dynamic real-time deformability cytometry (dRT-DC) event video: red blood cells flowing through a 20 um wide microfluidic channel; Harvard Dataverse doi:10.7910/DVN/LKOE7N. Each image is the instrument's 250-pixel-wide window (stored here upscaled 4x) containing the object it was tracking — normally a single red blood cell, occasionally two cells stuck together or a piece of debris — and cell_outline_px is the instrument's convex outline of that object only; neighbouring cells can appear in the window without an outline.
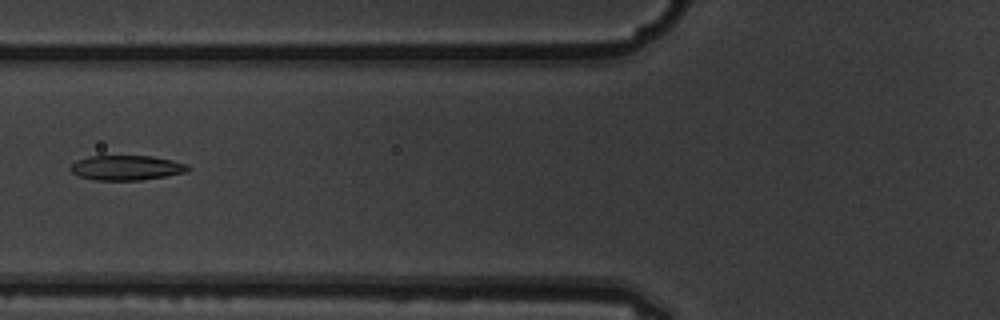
{"species": "common noctule bat (a hibernating species)", "species_latin": "Nyctalus noctula", "temperature_condition": "warm", "stored_images_in_passage": 7, "camera_frame_rate_fps": 3000, "um_per_image_px": 0.085, "animal": {"sex": "male", "body_mass_g": 19.5, "forearm_length_mm": 54.6}, "frame": {"image": 1, "passage_image": 7, "time_ms": 2.0, "image_size_px": [1000, 320], "cell_outline_px": [[192, 168], [188, 172], [140, 180], [96, 180], [80, 176], [72, 172], [68, 168], [76, 160], [88, 156], [152, 156], [172, 160], [188, 164]], "centroid_in_image_um": [10.77, 14.25], "position_along_channel_um": 115.0, "area_um2": 17.05}}